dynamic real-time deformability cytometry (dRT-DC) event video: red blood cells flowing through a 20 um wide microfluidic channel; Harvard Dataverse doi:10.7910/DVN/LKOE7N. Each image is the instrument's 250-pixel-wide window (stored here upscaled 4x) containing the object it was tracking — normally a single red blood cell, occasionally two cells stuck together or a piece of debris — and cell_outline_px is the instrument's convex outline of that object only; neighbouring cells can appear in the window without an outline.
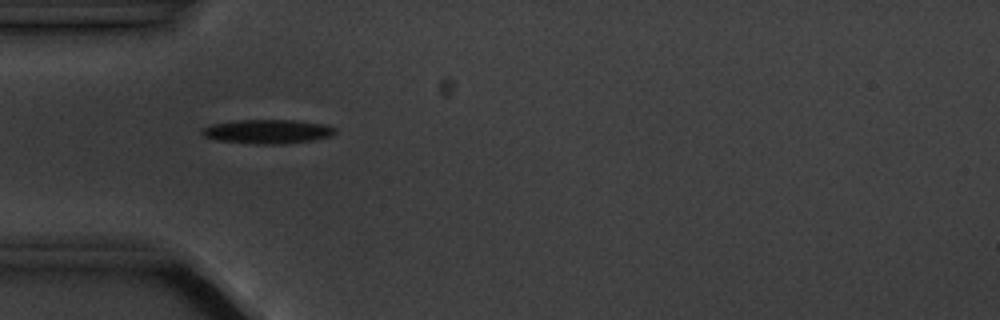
{"species": "common noctule bat (a hibernating species)", "species_latin": "Nyctalus noctula", "temperature_condition": "cold", "stored_images_in_passage": 4, "camera_frame_rate_fps": 3000, "um_per_image_px": 0.085, "animal": {"sex": "male", "body_mass_g": 20.1, "forearm_length_mm": 53.5}, "frame": {"image": 1, "passage_image": 3, "time_ms": 3.333, "image_size_px": [1000, 320], "cell_outline_px": [[336, 132], [328, 136], [312, 140], [284, 144], [252, 144], [216, 140], [204, 136], [200, 132], [200, 128], [212, 124], [236, 120], [292, 120], [324, 124], [336, 128]], "centroid_in_image_um": [22.68, 11.18], "position_along_channel_um": 62.3, "area_um2": 18.73}}